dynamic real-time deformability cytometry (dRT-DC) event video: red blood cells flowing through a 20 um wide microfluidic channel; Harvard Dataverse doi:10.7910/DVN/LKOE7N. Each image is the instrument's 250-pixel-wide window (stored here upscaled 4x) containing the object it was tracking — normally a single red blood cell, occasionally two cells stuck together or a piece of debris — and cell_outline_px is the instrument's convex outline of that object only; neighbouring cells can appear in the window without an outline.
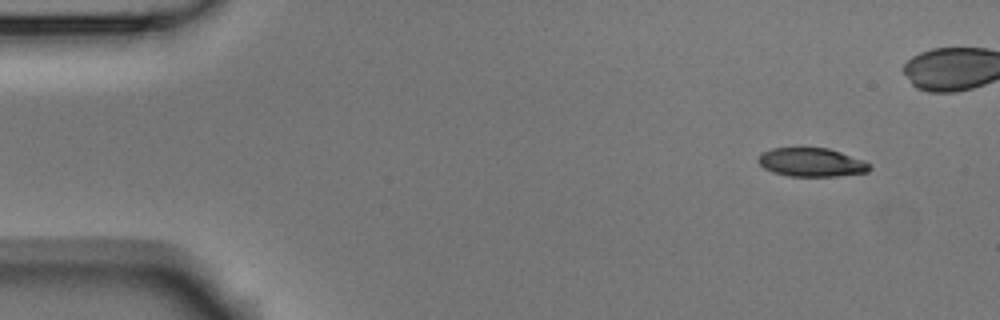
{"species": "Egyptian fruit bat (a non-hibernating species)", "species_latin": "Rousettus aegyptiacus", "temperature_condition": "room temperature", "stored_images_in_passage": 5, "camera_frame_rate_fps": 3000, "um_per_image_px": 0.085, "animal": {"sex": "male"}, "frame": {"image": 1, "passage_image": 1, "time_ms": 0.0, "image_size_px": [1000, 320], "cell_outline_px": [[872, 168], [868, 172], [836, 176], [788, 176], [772, 172], [764, 168], [756, 160], [764, 152], [772, 148], [828, 148], [864, 160], [872, 164]], "centroid_in_image_um": [69.01, 13.8], "position_along_channel_um": 16.0, "area_um2": 18.61}}